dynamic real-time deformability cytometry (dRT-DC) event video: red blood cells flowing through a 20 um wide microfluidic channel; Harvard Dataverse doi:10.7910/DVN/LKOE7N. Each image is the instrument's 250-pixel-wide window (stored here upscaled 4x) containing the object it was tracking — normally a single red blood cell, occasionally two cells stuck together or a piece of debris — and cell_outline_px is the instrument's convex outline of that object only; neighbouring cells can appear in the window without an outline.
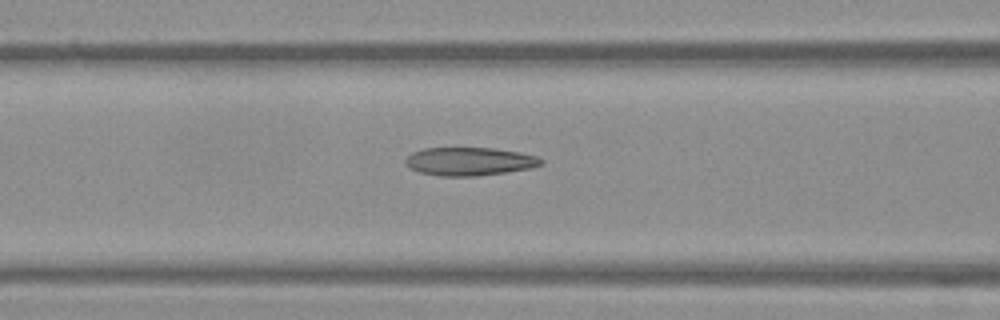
{"species": "Egyptian fruit bat (a non-hibernating species)", "species_latin": "Rousettus aegyptiacus", "temperature_condition": "warm", "stored_images_in_passage": 30, "camera_frame_rate_fps": 3000, "um_per_image_px": 0.085, "frame": {"image": 1, "passage_image": 8, "time_ms": 2.333, "image_size_px": [1000, 320], "cell_outline_px": [[544, 164], [532, 168], [476, 176], [440, 176], [420, 172], [404, 164], [404, 160], [412, 152], [424, 148], [496, 148], [520, 152], [536, 156], [544, 160]], "centroid_in_image_um": [39.93, 13.71], "position_along_channel_um": 126.7, "area_um2": 22.37}}
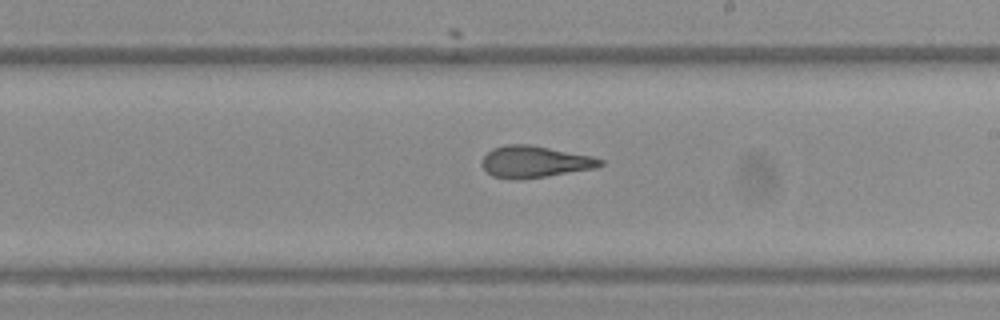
{"frame": {"image": 2, "passage_image": 17, "time_ms": 5.333, "image_size_px": [1000, 320], "cell_outline_px": [[604, 164], [596, 168], [544, 176], [516, 180], [492, 176], [480, 164], [480, 160], [492, 148], [504, 144], [528, 144], [592, 156], [604, 160]], "centroid_in_image_um": [45.42, 13.74], "position_along_channel_um": 243.6, "area_um2": 21.79}}
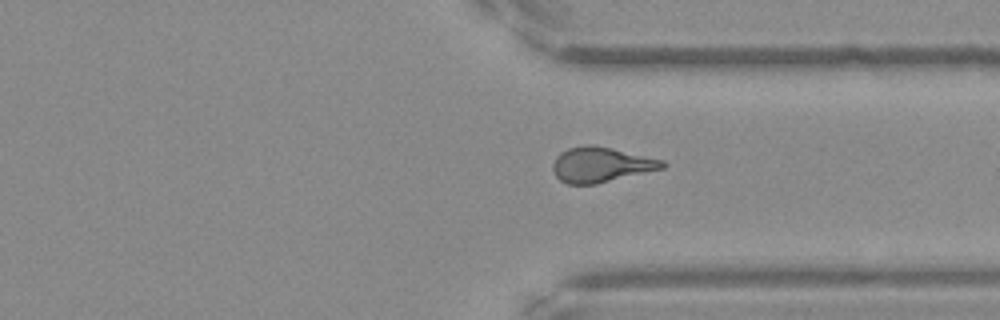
{"frame": {"image": 3, "passage_image": 26, "time_ms": 8.333, "image_size_px": [1000, 320], "cell_outline_px": [[668, 164], [664, 168], [596, 184], [568, 184], [560, 180], [556, 176], [552, 168], [552, 164], [556, 156], [560, 152], [568, 148], [588, 144], [612, 148], [664, 160]], "centroid_in_image_um": [51.08, 13.99], "position_along_channel_um": 360.3, "area_um2": 22.43}}